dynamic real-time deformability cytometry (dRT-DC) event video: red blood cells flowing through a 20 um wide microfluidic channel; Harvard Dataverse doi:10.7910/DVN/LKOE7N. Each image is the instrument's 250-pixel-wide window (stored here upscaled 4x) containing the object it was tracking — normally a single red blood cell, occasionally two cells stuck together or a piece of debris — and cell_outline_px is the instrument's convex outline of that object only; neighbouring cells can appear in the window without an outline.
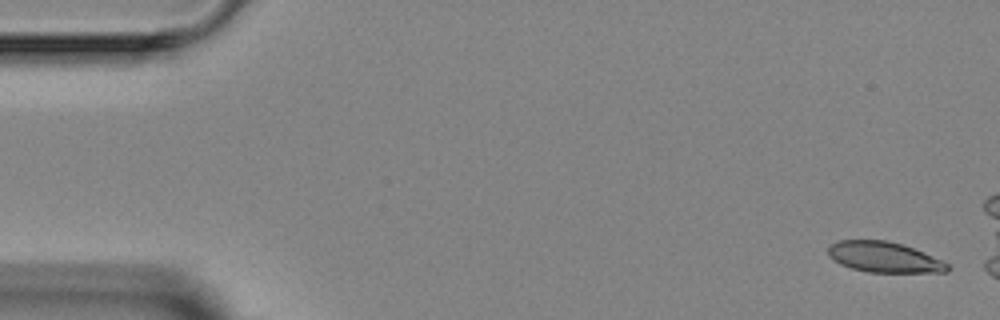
{"species": "Egyptian fruit bat (a non-hibernating species)", "species_latin": "Rousettus aegyptiacus", "temperature_condition": "room temperature", "stored_images_in_passage": 6, "segment_of_instrument_passage": [2, 2], "camera_frame_rate_fps": 3000, "um_per_image_px": 0.085, "animal": {"sex": "female"}, "frame": {"image": 1, "passage_image": 6, "time_ms": 6.0, "image_size_px": [1000, 320], "cell_outline_px": [[952, 268], [948, 272], [868, 272], [852, 268], [840, 264], [828, 256], [828, 248], [832, 244], [840, 240], [888, 240], [924, 252], [948, 264]], "centroid_in_image_um": [75.15, 21.86], "position_along_channel_um": 9.9, "area_um2": 21.1}}